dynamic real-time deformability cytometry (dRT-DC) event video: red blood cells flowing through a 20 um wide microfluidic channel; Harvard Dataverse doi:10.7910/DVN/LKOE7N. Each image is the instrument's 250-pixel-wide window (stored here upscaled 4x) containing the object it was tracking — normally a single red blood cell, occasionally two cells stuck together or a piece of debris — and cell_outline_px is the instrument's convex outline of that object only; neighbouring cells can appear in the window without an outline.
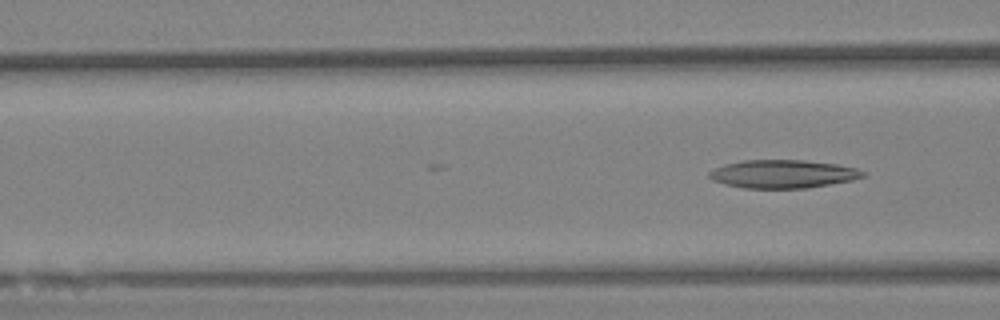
{"species": "Egyptian fruit bat (a non-hibernating species)", "species_latin": "Rousettus aegyptiacus", "temperature_condition": "warm", "stored_images_in_passage": 24, "camera_frame_rate_fps": 3000, "um_per_image_px": 0.085, "animal": {"sex": "female"}, "frame": {"image": 1, "passage_image": 24, "time_ms": 7.667, "image_size_px": [1000, 320], "cell_outline_px": [[864, 176], [852, 180], [804, 188], [744, 188], [724, 184], [712, 180], [708, 176], [708, 172], [724, 164], [744, 160], [804, 160], [836, 164], [856, 168], [864, 172]], "centroid_in_image_um": [66.5, 14.78], "position_along_channel_um": 100.1, "area_um2": 25.09}}